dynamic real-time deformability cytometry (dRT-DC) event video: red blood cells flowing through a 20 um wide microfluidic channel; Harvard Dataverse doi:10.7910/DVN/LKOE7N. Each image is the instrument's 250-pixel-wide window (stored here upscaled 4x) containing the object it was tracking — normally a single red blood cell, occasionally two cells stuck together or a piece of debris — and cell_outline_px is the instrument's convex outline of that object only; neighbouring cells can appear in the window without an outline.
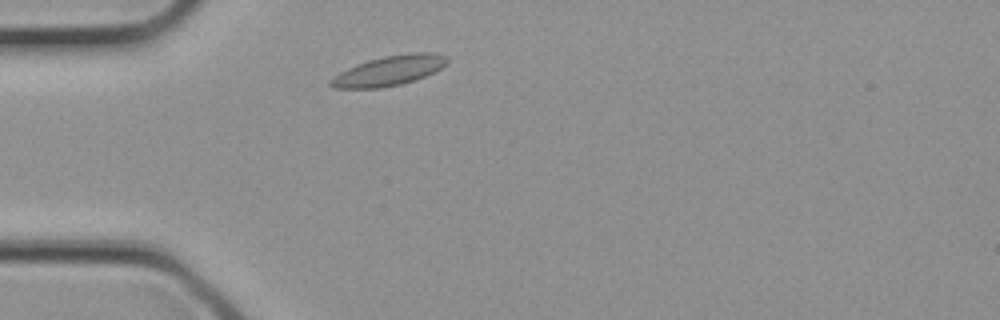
{"species": "common noctule bat (a hibernating species)", "species_latin": "Nyctalus noctula", "temperature_condition": "cold", "stored_images_in_passage": 1, "camera_frame_rate_fps": 3000, "um_per_image_px": 0.085, "animal": {"sex": "female", "body_mass_g": 21.9}, "frame": {"image": 1, "passage_image": 1, "time_ms": 0.0, "image_size_px": [1000, 320], "cell_outline_px": [[448, 64], [416, 80], [400, 84], [380, 88], [332, 88], [328, 84], [328, 80], [332, 76], [356, 64], [368, 60], [384, 56], [412, 52], [436, 52], [448, 56]], "centroid_in_image_um": [33.06, 6.0], "position_along_channel_um": 51.9, "area_um2": 20.46}}